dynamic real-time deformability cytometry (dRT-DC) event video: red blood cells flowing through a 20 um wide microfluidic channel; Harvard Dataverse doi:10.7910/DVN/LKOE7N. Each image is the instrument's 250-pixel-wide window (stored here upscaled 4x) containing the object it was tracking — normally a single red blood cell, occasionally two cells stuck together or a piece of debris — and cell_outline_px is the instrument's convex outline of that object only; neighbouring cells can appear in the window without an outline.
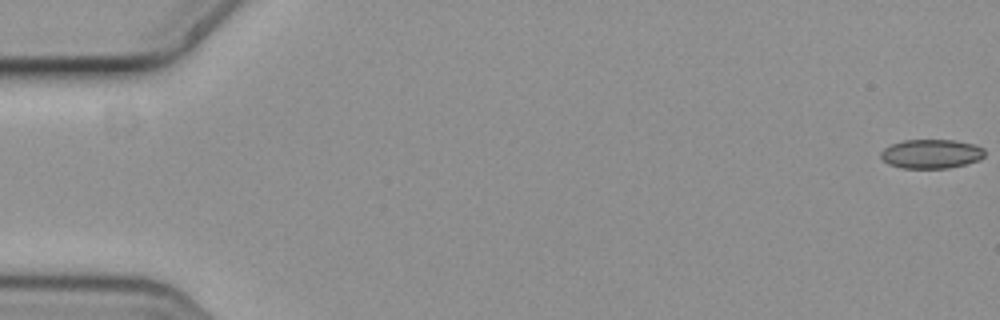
{"species": "common noctule bat (a hibernating species)", "species_latin": "Nyctalus noctula", "temperature_condition": "cold", "stored_images_in_passage": 6, "camera_frame_rate_fps": 3000, "um_per_image_px": 0.085, "animal": {"sex": "female", "body_mass_g": 19.3, "forearm_length_mm": 54.1}, "frame": {"image": 1, "passage_image": 1, "time_ms": 0.0, "image_size_px": [1000, 320], "cell_outline_px": [[984, 156], [980, 160], [948, 168], [904, 168], [888, 164], [880, 156], [880, 152], [884, 148], [892, 144], [904, 140], [956, 140], [976, 144], [984, 148]], "centroid_in_image_um": [79.18, 13.07], "position_along_channel_um": 5.8, "area_um2": 17.69}}
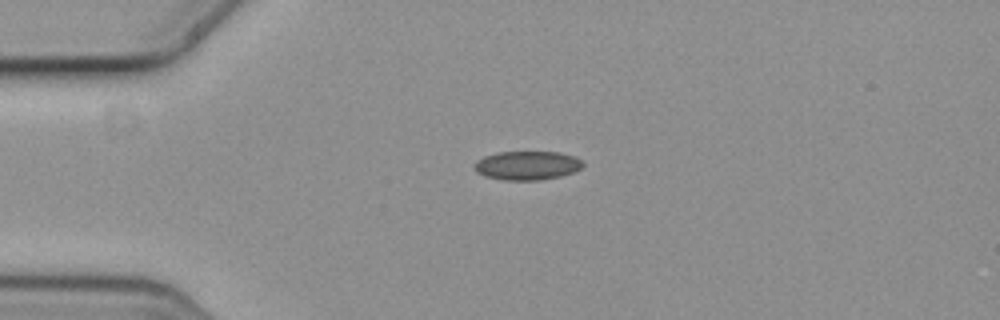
{"frame": {"image": 2, "passage_image": 5, "time_ms": 1.333, "image_size_px": [1000, 320], "cell_outline_px": [[584, 164], [580, 168], [572, 172], [560, 176], [540, 180], [504, 180], [484, 176], [476, 172], [476, 160], [484, 156], [496, 152], [560, 152], [576, 156]], "centroid_in_image_um": [44.8, 14.06], "position_along_channel_um": 40.2, "area_um2": 18.21}}